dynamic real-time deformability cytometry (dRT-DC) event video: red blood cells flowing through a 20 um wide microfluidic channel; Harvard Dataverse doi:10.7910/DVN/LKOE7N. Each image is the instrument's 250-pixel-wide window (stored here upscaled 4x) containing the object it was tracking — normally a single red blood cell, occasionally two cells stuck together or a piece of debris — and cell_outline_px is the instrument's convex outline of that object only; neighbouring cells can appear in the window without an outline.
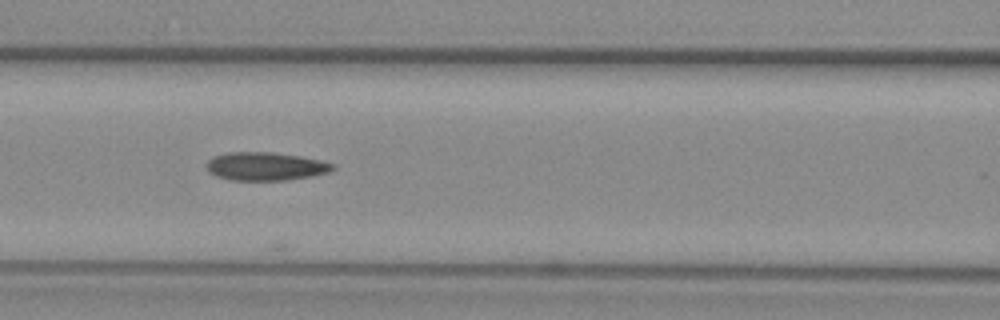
{"species": "common noctule bat (a hibernating species)", "species_latin": "Nyctalus noctula", "temperature_condition": "warm", "stored_images_in_passage": 14, "camera_frame_rate_fps": 3000, "um_per_image_px": 0.085, "animal": {"sex": "female", "body_mass_g": 29.2, "forearm_length_mm": 56.3}, "frame": {"image": 1, "passage_image": 9, "time_ms": 2.667, "image_size_px": [1000, 320], "cell_outline_px": [[336, 168], [332, 172], [312, 176], [288, 180], [232, 180], [216, 176], [208, 172], [204, 164], [212, 156], [228, 152], [272, 152], [300, 156], [320, 160], [336, 164]], "centroid_in_image_um": [22.58, 14.14], "position_along_channel_um": 144.0, "area_um2": 21.15}}